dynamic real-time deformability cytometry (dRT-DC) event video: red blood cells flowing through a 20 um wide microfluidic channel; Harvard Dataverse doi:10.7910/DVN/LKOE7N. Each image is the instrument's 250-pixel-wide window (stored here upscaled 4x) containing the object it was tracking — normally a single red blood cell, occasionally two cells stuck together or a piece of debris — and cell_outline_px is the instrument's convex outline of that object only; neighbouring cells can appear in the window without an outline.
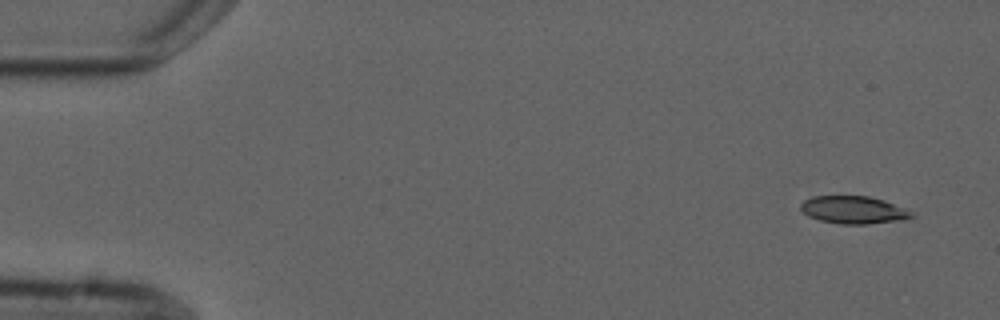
{"species": "common noctule bat (a hibernating species)", "species_latin": "Nyctalus noctula", "temperature_condition": "cold", "stored_images_in_passage": 9, "camera_frame_rate_fps": 3000, "um_per_image_px": 0.085, "animal": {"sex": "male", "forearm_length_mm": 52.5}, "frame": {"image": 1, "passage_image": 1, "time_ms": 0.0, "image_size_px": [1000, 320], "cell_outline_px": [[916, 216], [908, 220], [868, 224], [840, 224], [820, 220], [808, 216], [800, 208], [800, 204], [804, 200], [812, 196], [868, 196], [884, 200], [904, 208], [912, 212]], "centroid_in_image_um": [72.59, 17.85], "position_along_channel_um": 12.4, "area_um2": 18.03}}
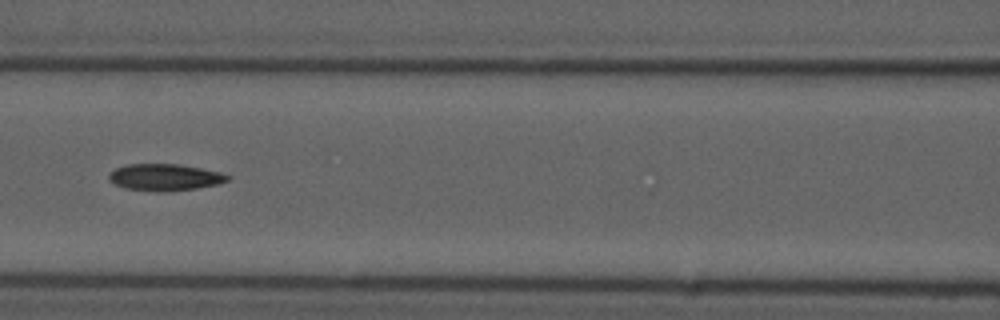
{"frame": {"image": 2, "passage_image": 6, "time_ms": 7.0, "image_size_px": [1000, 320], "cell_outline_px": [[232, 176], [228, 180], [216, 184], [196, 188], [164, 192], [156, 192], [124, 188], [108, 180], [108, 176], [116, 168], [128, 164], [180, 164], [220, 172]], "centroid_in_image_um": [14.0, 15.07], "position_along_channel_um": 152.6, "area_um2": 18.44}}
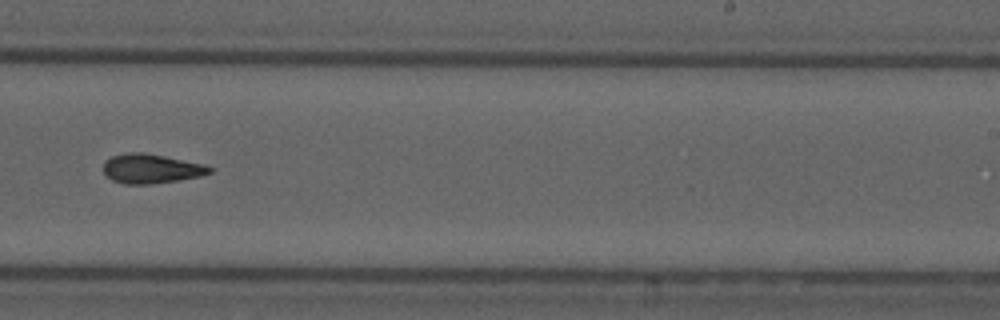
{"frame": {"image": 3, "passage_image": 9, "time_ms": 10.333, "image_size_px": [1000, 320], "cell_outline_px": [[212, 172], [200, 176], [152, 184], [124, 184], [112, 180], [104, 172], [104, 160], [112, 156], [128, 152], [144, 152], [204, 164], [212, 168]], "centroid_in_image_um": [12.83, 14.33], "position_along_channel_um": 276.2, "area_um2": 18.09}}